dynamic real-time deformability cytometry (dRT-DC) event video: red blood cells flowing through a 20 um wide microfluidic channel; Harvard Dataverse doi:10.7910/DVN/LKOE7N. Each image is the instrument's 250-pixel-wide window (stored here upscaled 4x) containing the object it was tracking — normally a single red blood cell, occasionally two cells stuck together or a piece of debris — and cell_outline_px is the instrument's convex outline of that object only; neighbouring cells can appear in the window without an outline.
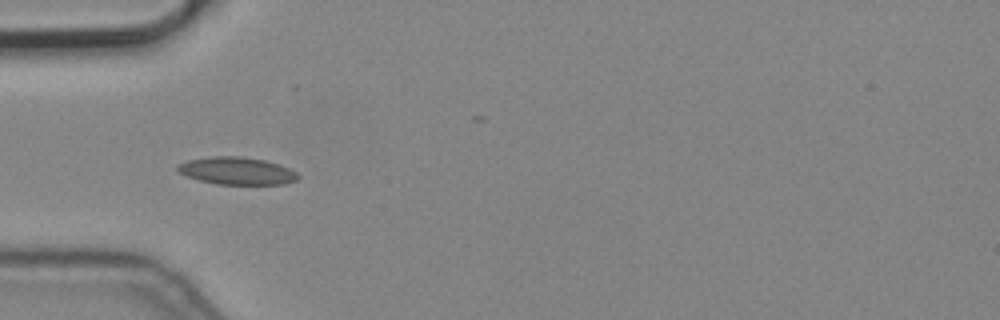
{"species": "common noctule bat (a hibernating species)", "species_latin": "Nyctalus noctula", "temperature_condition": "cold", "stored_images_in_passage": 2, "camera_frame_rate_fps": 3000, "um_per_image_px": 0.085, "animal": {"sex": "male", "body_mass_g": 19.2, "forearm_length_mm": 51.8}, "frame": {"image": 1, "passage_image": 2, "time_ms": 0.333, "image_size_px": [1000, 320], "cell_outline_px": [[300, 176], [296, 180], [284, 184], [216, 184], [200, 180], [188, 176], [180, 172], [176, 168], [176, 164], [188, 160], [212, 156], [240, 156], [264, 160], [280, 164], [296, 172]], "centroid_in_image_um": [20.13, 14.52], "position_along_channel_um": 64.9, "area_um2": 19.19}}